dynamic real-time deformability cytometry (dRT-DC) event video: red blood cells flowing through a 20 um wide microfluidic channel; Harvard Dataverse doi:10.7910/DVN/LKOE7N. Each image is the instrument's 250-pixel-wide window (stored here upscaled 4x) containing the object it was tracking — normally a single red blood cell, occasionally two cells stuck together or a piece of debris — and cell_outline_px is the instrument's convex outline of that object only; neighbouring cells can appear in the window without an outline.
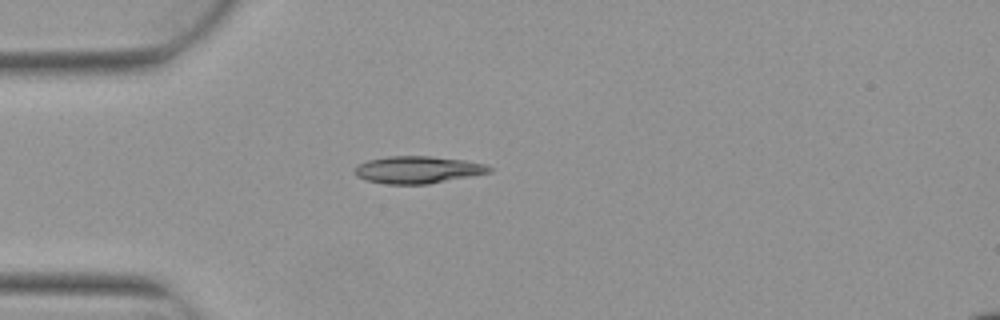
{"species": "Egyptian fruit bat (a non-hibernating species)", "species_latin": "Rousettus aegyptiacus", "temperature_condition": "warm", "stored_images_in_passage": 1, "camera_frame_rate_fps": 3000, "um_per_image_px": 0.085, "animal": {"sex": "female"}, "frame": {"image": 1, "passage_image": 1, "time_ms": 0.0, "image_size_px": [1000, 320], "cell_outline_px": [[492, 172], [472, 176], [428, 184], [388, 184], [368, 180], [356, 176], [356, 168], [360, 164], [368, 160], [388, 156], [432, 156], [464, 160], [484, 164], [492, 168]], "centroid_in_image_um": [35.55, 14.43], "position_along_channel_um": 49.4, "area_um2": 21.15}}